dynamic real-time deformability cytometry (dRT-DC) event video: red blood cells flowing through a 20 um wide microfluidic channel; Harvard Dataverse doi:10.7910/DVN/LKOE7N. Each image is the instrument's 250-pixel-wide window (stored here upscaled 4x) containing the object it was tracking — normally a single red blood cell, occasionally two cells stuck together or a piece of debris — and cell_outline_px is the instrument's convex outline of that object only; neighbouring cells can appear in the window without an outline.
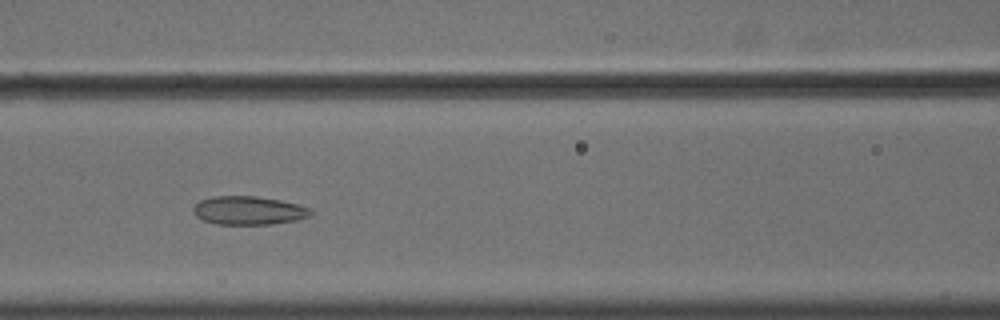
{"species": "common noctule bat (a hibernating species)", "species_latin": "Nyctalus noctula", "temperature_condition": "cold", "stored_images_in_passage": 51, "camera_frame_rate_fps": 3000, "um_per_image_px": 0.085, "animal": {"sex": "male", "body_mass_g": 18.8}, "frame": {"image": 1, "passage_image": 20, "time_ms": 6.333, "image_size_px": [1000, 320], "cell_outline_px": [[312, 212], [308, 216], [296, 220], [272, 224], [216, 224], [204, 220], [196, 216], [192, 212], [192, 208], [200, 200], [212, 196], [256, 196], [280, 200], [300, 204], [312, 208]], "centroid_in_image_um": [21.13, 17.88], "position_along_channel_um": 145.5, "area_um2": 19.59}}
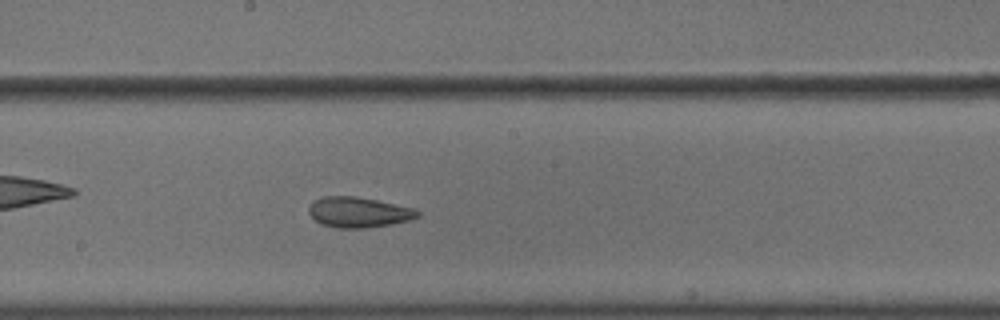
{"frame": {"image": 2, "passage_image": 26, "time_ms": 8.333, "image_size_px": [1000, 320], "cell_outline_px": [[420, 216], [412, 220], [392, 224], [364, 228], [340, 228], [324, 224], [316, 220], [308, 212], [308, 208], [316, 200], [324, 196], [356, 196], [416, 208], [420, 212]], "centroid_in_image_um": [30.55, 18.04], "position_along_channel_um": 217.6, "area_um2": 19.19}}
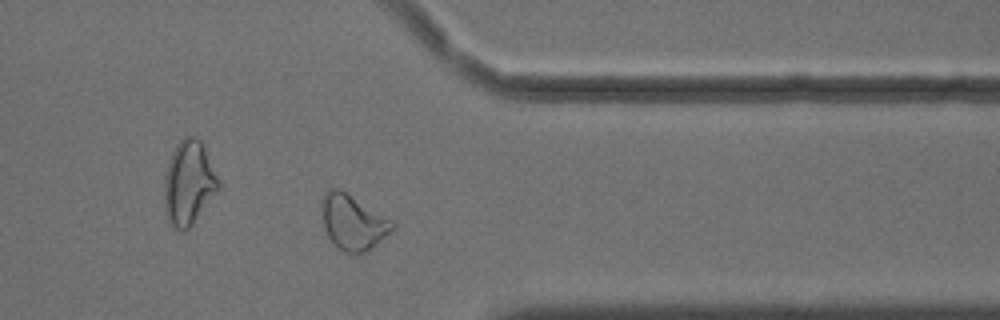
{"frame": {"image": 3, "passage_image": 40, "time_ms": 13.0, "image_size_px": [1000, 320], "cell_outline_px": [[396, 228], [392, 232], [372, 248], [356, 256], [352, 256], [344, 252], [328, 236], [324, 228], [320, 204], [320, 200], [324, 192], [328, 188], [340, 188], [392, 220], [396, 224]], "centroid_in_image_um": [30.0, 18.89], "position_along_channel_um": 381.4, "area_um2": 23.18}, "authors_computed_cell_mechanics": {"area_um2": 22.7154, "velocity_mm_per_s": 3.6153, "shape_relaxation_time_tau1_ms": null, "shape_relaxation_time_tau2_ms": 3.0129, "deformation_change_tau1": null, "deformation_change_tau2": 0.0975}}